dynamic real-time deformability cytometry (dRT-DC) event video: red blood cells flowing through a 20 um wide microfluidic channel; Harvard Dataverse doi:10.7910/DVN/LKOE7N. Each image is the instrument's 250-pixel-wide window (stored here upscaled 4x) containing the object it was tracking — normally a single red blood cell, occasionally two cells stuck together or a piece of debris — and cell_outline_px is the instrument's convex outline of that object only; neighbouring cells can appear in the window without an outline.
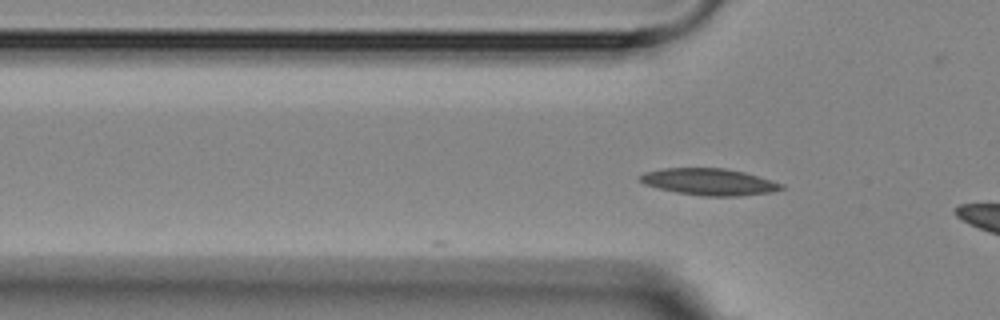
{"species": "Egyptian fruit bat (a non-hibernating species)", "species_latin": "Rousettus aegyptiacus", "temperature_condition": "room temperature", "stored_images_in_passage": 3, "camera_frame_rate_fps": 3000, "um_per_image_px": 0.085, "animal": {"sex": "female"}, "frame": {"image": 1, "passage_image": 2, "time_ms": 1.333, "image_size_px": [1000, 320], "cell_outline_px": [[784, 188], [772, 192], [740, 196], [700, 196], [676, 192], [644, 184], [636, 180], [636, 176], [644, 172], [664, 168], [724, 168], [744, 172], [784, 184]], "centroid_in_image_um": [60.23, 15.45], "position_along_channel_um": 65.6, "area_um2": 22.14}}